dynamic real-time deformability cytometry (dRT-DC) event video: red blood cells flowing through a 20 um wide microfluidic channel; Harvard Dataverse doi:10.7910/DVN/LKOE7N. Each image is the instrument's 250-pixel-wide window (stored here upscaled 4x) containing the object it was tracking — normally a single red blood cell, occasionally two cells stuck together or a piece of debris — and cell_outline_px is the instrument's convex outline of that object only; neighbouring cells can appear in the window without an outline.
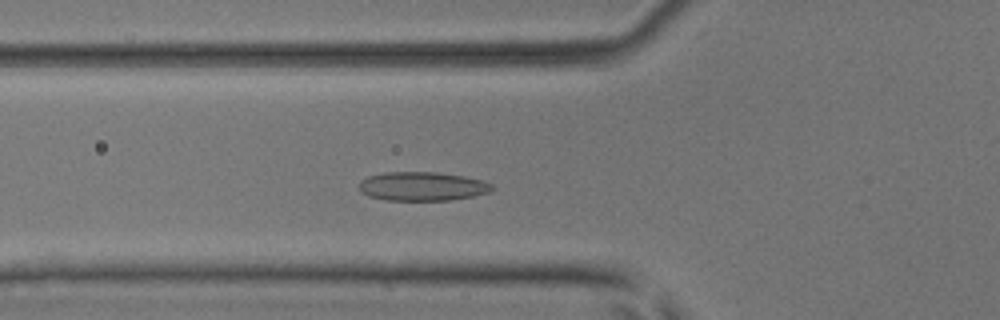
{"species": "common noctule bat (a hibernating species)", "species_latin": "Nyctalus noctula", "temperature_condition": "room temperature", "stored_images_in_passage": 37, "camera_frame_rate_fps": 3000, "um_per_image_px": 0.085, "animal": {"sex": "male", "body_mass_g": 17.9, "forearm_length_mm": 54.2}, "frame": {"image": 1, "passage_image": 5, "time_ms": 1.333, "image_size_px": [1000, 320], "cell_outline_px": [[492, 188], [488, 192], [472, 196], [452, 200], [384, 200], [368, 196], [360, 192], [360, 180], [368, 176], [384, 172], [436, 172], [464, 176], [484, 180], [492, 184]], "centroid_in_image_um": [35.87, 15.83], "position_along_channel_um": 89.9, "area_um2": 22.43}}
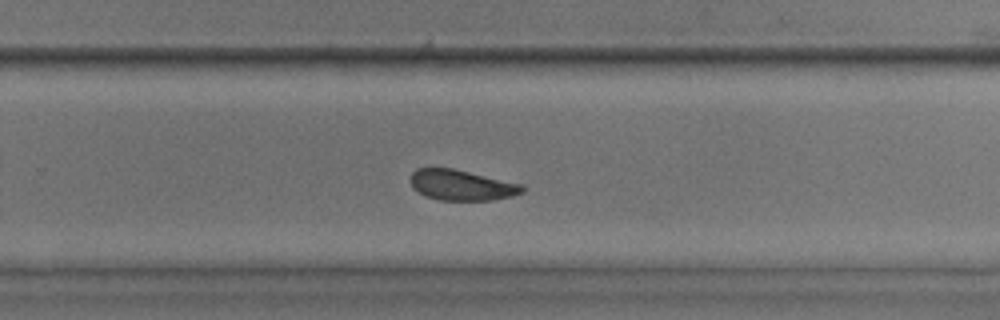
{"frame": {"image": 2, "passage_image": 20, "time_ms": 6.333, "image_size_px": [1000, 320], "cell_outline_px": [[524, 192], [512, 196], [492, 200], [440, 200], [424, 196], [412, 188], [408, 180], [412, 172], [416, 168], [452, 168], [520, 184], [524, 188]], "centroid_in_image_um": [39.15, 15.74], "position_along_channel_um": 290.6, "area_um2": 19.88}}
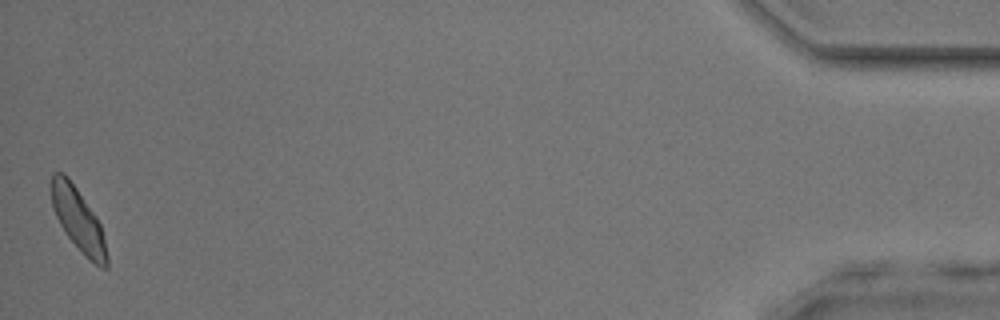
{"frame": {"image": 3, "passage_image": 37, "time_ms": 12.0, "image_size_px": [1000, 320], "cell_outline_px": [[108, 268], [100, 268], [68, 236], [60, 224], [52, 208], [52, 172], [64, 172], [68, 176], [96, 216], [100, 224], [104, 236], [108, 256]], "centroid_in_image_um": [6.66, 18.64], "position_along_channel_um": 428.5, "area_um2": 19.83}, "authors_computed_cell_mechanics": {"area_um2": 20.4612, "velocity_mm_per_s": 4.0241, "shape_relaxation_time_tau1_ms": 2.6975, "shape_relaxation_time_tau2_ms": 3.5776, "deformation_change_tau1": 0.0759, "deformation_change_tau2": 0.0744}}